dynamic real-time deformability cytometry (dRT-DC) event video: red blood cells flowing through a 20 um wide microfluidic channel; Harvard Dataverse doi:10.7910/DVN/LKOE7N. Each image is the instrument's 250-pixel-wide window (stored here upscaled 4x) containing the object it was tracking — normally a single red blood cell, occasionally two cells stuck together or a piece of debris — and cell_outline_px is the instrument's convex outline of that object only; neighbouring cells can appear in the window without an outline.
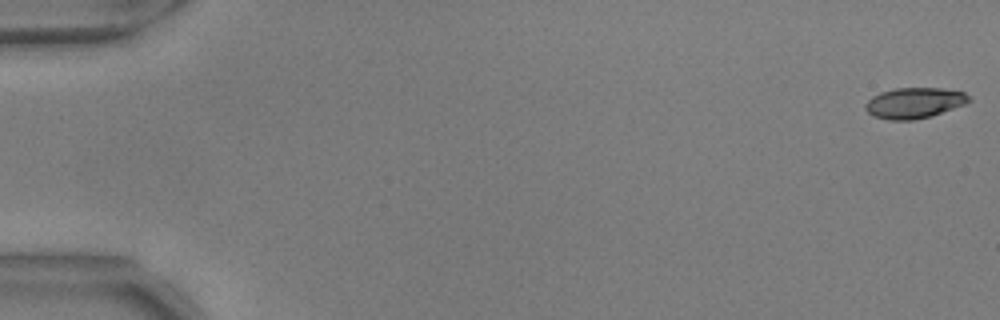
{"species": "common noctule bat (a hibernating species)", "species_latin": "Nyctalus noctula", "temperature_condition": "warm", "stored_images_in_passage": 55, "camera_frame_rate_fps": 3000, "um_per_image_px": 0.085, "animal": {"sex": "male", "body_mass_g": 17.9, "forearm_length_mm": 54.2}, "frame": {"image": 1, "passage_image": 1, "time_ms": 0.0, "image_size_px": [1000, 320], "cell_outline_px": [[972, 100], [964, 104], [928, 116], [912, 120], [888, 120], [872, 116], [864, 108], [864, 104], [872, 96], [880, 92], [896, 88], [940, 88], [964, 92]], "centroid_in_image_um": [77.65, 8.74], "position_along_channel_um": 7.4, "area_um2": 18.32}}
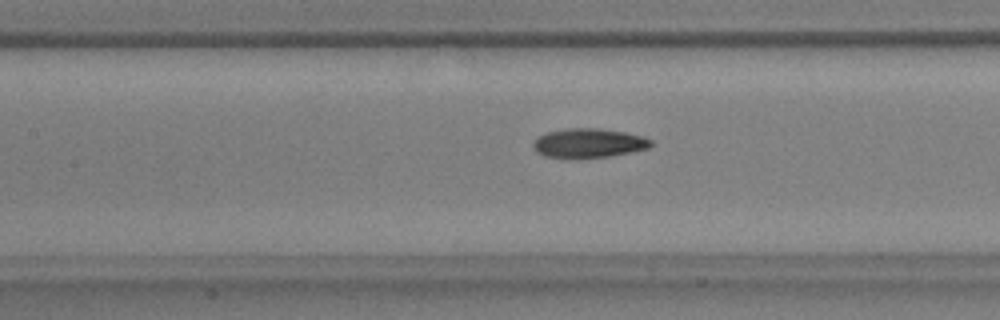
{"frame": {"image": 2, "passage_image": 26, "time_ms": 8.333, "image_size_px": [1000, 320], "cell_outline_px": [[652, 144], [648, 148], [632, 152], [608, 156], [544, 156], [536, 152], [532, 144], [540, 136], [548, 132], [564, 128], [600, 128], [624, 132], [640, 136], [652, 140]], "centroid_in_image_um": [50.05, 12.13], "position_along_channel_um": 157.3, "area_um2": 19.42}}
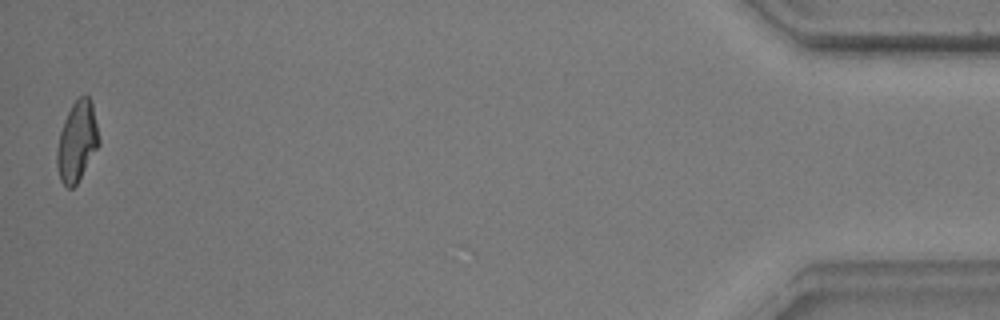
{"frame": {"image": 3, "passage_image": 55, "time_ms": 18.0, "image_size_px": [1000, 320], "cell_outline_px": [[100, 144], [76, 184], [72, 188], [68, 188], [60, 180], [56, 164], [56, 148], [60, 132], [64, 120], [72, 104], [80, 96], [88, 96], [92, 100], [100, 140]], "centroid_in_image_um": [6.55, 12.02], "position_along_channel_um": 428.7, "area_um2": 19.59}, "authors_computed_cell_mechanics": {"area_um2": 19.5364, "velocity_mm_per_s": 3.6919, "shape_relaxation_time_tau1_ms": 4.7984, "shape_relaxation_time_tau2_ms": 2.2509, "deformation_change_tau1": 0.1539, "deformation_change_tau2": 0.0858}}